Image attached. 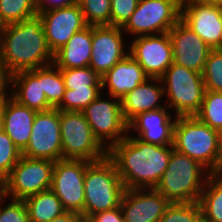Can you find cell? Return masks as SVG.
<instances>
[{"mask_svg": "<svg viewBox=\"0 0 222 222\" xmlns=\"http://www.w3.org/2000/svg\"><path fill=\"white\" fill-rule=\"evenodd\" d=\"M173 150V145L144 142L128 132L108 150V157L115 163L125 189L155 188Z\"/></svg>", "mask_w": 222, "mask_h": 222, "instance_id": "1", "label": "cell"}, {"mask_svg": "<svg viewBox=\"0 0 222 222\" xmlns=\"http://www.w3.org/2000/svg\"><path fill=\"white\" fill-rule=\"evenodd\" d=\"M0 46L11 75L53 64V53L48 48L39 14L6 25Z\"/></svg>", "mask_w": 222, "mask_h": 222, "instance_id": "2", "label": "cell"}, {"mask_svg": "<svg viewBox=\"0 0 222 222\" xmlns=\"http://www.w3.org/2000/svg\"><path fill=\"white\" fill-rule=\"evenodd\" d=\"M173 147L199 162L211 174H220V132L196 116H178L174 124Z\"/></svg>", "mask_w": 222, "mask_h": 222, "instance_id": "3", "label": "cell"}, {"mask_svg": "<svg viewBox=\"0 0 222 222\" xmlns=\"http://www.w3.org/2000/svg\"><path fill=\"white\" fill-rule=\"evenodd\" d=\"M210 175L199 162L174 149L168 166L154 189L170 203L198 202Z\"/></svg>", "mask_w": 222, "mask_h": 222, "instance_id": "4", "label": "cell"}, {"mask_svg": "<svg viewBox=\"0 0 222 222\" xmlns=\"http://www.w3.org/2000/svg\"><path fill=\"white\" fill-rule=\"evenodd\" d=\"M125 190L116 165L108 156L91 162L84 176L83 221L97 212L119 207Z\"/></svg>", "mask_w": 222, "mask_h": 222, "instance_id": "5", "label": "cell"}, {"mask_svg": "<svg viewBox=\"0 0 222 222\" xmlns=\"http://www.w3.org/2000/svg\"><path fill=\"white\" fill-rule=\"evenodd\" d=\"M160 79L166 106L175 116H195L199 112L206 91L201 73L172 63Z\"/></svg>", "mask_w": 222, "mask_h": 222, "instance_id": "6", "label": "cell"}, {"mask_svg": "<svg viewBox=\"0 0 222 222\" xmlns=\"http://www.w3.org/2000/svg\"><path fill=\"white\" fill-rule=\"evenodd\" d=\"M60 130L63 159L96 162L108 156V150L94 136L83 112L60 110Z\"/></svg>", "mask_w": 222, "mask_h": 222, "instance_id": "7", "label": "cell"}, {"mask_svg": "<svg viewBox=\"0 0 222 222\" xmlns=\"http://www.w3.org/2000/svg\"><path fill=\"white\" fill-rule=\"evenodd\" d=\"M101 94L82 112L89 123L94 136L109 150L128 134V123L122 113L121 99L109 96V100Z\"/></svg>", "mask_w": 222, "mask_h": 222, "instance_id": "8", "label": "cell"}, {"mask_svg": "<svg viewBox=\"0 0 222 222\" xmlns=\"http://www.w3.org/2000/svg\"><path fill=\"white\" fill-rule=\"evenodd\" d=\"M55 162L48 159L21 156L11 173L4 179L5 196L25 198L49 190Z\"/></svg>", "mask_w": 222, "mask_h": 222, "instance_id": "9", "label": "cell"}, {"mask_svg": "<svg viewBox=\"0 0 222 222\" xmlns=\"http://www.w3.org/2000/svg\"><path fill=\"white\" fill-rule=\"evenodd\" d=\"M181 19V9L169 0H139L122 31L133 37L170 31Z\"/></svg>", "mask_w": 222, "mask_h": 222, "instance_id": "10", "label": "cell"}, {"mask_svg": "<svg viewBox=\"0 0 222 222\" xmlns=\"http://www.w3.org/2000/svg\"><path fill=\"white\" fill-rule=\"evenodd\" d=\"M86 160L62 159L55 162L51 190L61 200L66 211L77 212L83 220L85 201L84 176Z\"/></svg>", "mask_w": 222, "mask_h": 222, "instance_id": "11", "label": "cell"}, {"mask_svg": "<svg viewBox=\"0 0 222 222\" xmlns=\"http://www.w3.org/2000/svg\"><path fill=\"white\" fill-rule=\"evenodd\" d=\"M22 155L54 162L63 159L60 110L52 108L36 113L30 139Z\"/></svg>", "mask_w": 222, "mask_h": 222, "instance_id": "12", "label": "cell"}, {"mask_svg": "<svg viewBox=\"0 0 222 222\" xmlns=\"http://www.w3.org/2000/svg\"><path fill=\"white\" fill-rule=\"evenodd\" d=\"M129 55L149 78H161L173 63V46L169 32L131 38Z\"/></svg>", "mask_w": 222, "mask_h": 222, "instance_id": "13", "label": "cell"}, {"mask_svg": "<svg viewBox=\"0 0 222 222\" xmlns=\"http://www.w3.org/2000/svg\"><path fill=\"white\" fill-rule=\"evenodd\" d=\"M124 36L121 27L92 26V53L89 67L100 77L129 54Z\"/></svg>", "mask_w": 222, "mask_h": 222, "instance_id": "14", "label": "cell"}, {"mask_svg": "<svg viewBox=\"0 0 222 222\" xmlns=\"http://www.w3.org/2000/svg\"><path fill=\"white\" fill-rule=\"evenodd\" d=\"M45 30L46 42L54 54L74 33L87 27L79 3L39 13Z\"/></svg>", "mask_w": 222, "mask_h": 222, "instance_id": "15", "label": "cell"}, {"mask_svg": "<svg viewBox=\"0 0 222 222\" xmlns=\"http://www.w3.org/2000/svg\"><path fill=\"white\" fill-rule=\"evenodd\" d=\"M169 35L173 46V63L202 74L212 48L181 19L170 29Z\"/></svg>", "mask_w": 222, "mask_h": 222, "instance_id": "16", "label": "cell"}, {"mask_svg": "<svg viewBox=\"0 0 222 222\" xmlns=\"http://www.w3.org/2000/svg\"><path fill=\"white\" fill-rule=\"evenodd\" d=\"M169 204L154 188L126 189L120 207L124 222H158Z\"/></svg>", "mask_w": 222, "mask_h": 222, "instance_id": "17", "label": "cell"}, {"mask_svg": "<svg viewBox=\"0 0 222 222\" xmlns=\"http://www.w3.org/2000/svg\"><path fill=\"white\" fill-rule=\"evenodd\" d=\"M181 20L212 49H221L222 6L189 2L181 10Z\"/></svg>", "mask_w": 222, "mask_h": 222, "instance_id": "18", "label": "cell"}, {"mask_svg": "<svg viewBox=\"0 0 222 222\" xmlns=\"http://www.w3.org/2000/svg\"><path fill=\"white\" fill-rule=\"evenodd\" d=\"M176 119L177 116L174 115L173 117L167 106L154 111L143 112L128 123V132L133 130L136 132V137L144 142L159 146L173 145Z\"/></svg>", "mask_w": 222, "mask_h": 222, "instance_id": "19", "label": "cell"}, {"mask_svg": "<svg viewBox=\"0 0 222 222\" xmlns=\"http://www.w3.org/2000/svg\"><path fill=\"white\" fill-rule=\"evenodd\" d=\"M9 90L14 100L37 112L53 108L43 91L42 67L12 74Z\"/></svg>", "mask_w": 222, "mask_h": 222, "instance_id": "20", "label": "cell"}, {"mask_svg": "<svg viewBox=\"0 0 222 222\" xmlns=\"http://www.w3.org/2000/svg\"><path fill=\"white\" fill-rule=\"evenodd\" d=\"M148 78L140 64L128 54L101 77L102 92L108 89L107 95L122 99Z\"/></svg>", "mask_w": 222, "mask_h": 222, "instance_id": "21", "label": "cell"}, {"mask_svg": "<svg viewBox=\"0 0 222 222\" xmlns=\"http://www.w3.org/2000/svg\"><path fill=\"white\" fill-rule=\"evenodd\" d=\"M163 96L165 94L162 80L160 78L146 79L121 99L122 113L125 121L129 123L140 113L166 107L158 103Z\"/></svg>", "mask_w": 222, "mask_h": 222, "instance_id": "22", "label": "cell"}, {"mask_svg": "<svg viewBox=\"0 0 222 222\" xmlns=\"http://www.w3.org/2000/svg\"><path fill=\"white\" fill-rule=\"evenodd\" d=\"M36 113L37 111L21 105L10 95L5 99L2 113V129L21 152L28 145Z\"/></svg>", "mask_w": 222, "mask_h": 222, "instance_id": "23", "label": "cell"}, {"mask_svg": "<svg viewBox=\"0 0 222 222\" xmlns=\"http://www.w3.org/2000/svg\"><path fill=\"white\" fill-rule=\"evenodd\" d=\"M91 53L92 26H87L53 54V64L59 69L89 67Z\"/></svg>", "mask_w": 222, "mask_h": 222, "instance_id": "24", "label": "cell"}, {"mask_svg": "<svg viewBox=\"0 0 222 222\" xmlns=\"http://www.w3.org/2000/svg\"><path fill=\"white\" fill-rule=\"evenodd\" d=\"M30 222H49L66 210L61 200L49 189L25 198Z\"/></svg>", "mask_w": 222, "mask_h": 222, "instance_id": "25", "label": "cell"}, {"mask_svg": "<svg viewBox=\"0 0 222 222\" xmlns=\"http://www.w3.org/2000/svg\"><path fill=\"white\" fill-rule=\"evenodd\" d=\"M199 204L206 222H222V174H211L201 193Z\"/></svg>", "mask_w": 222, "mask_h": 222, "instance_id": "26", "label": "cell"}, {"mask_svg": "<svg viewBox=\"0 0 222 222\" xmlns=\"http://www.w3.org/2000/svg\"><path fill=\"white\" fill-rule=\"evenodd\" d=\"M195 116L202 123L220 132L222 130V92L206 90L201 108Z\"/></svg>", "mask_w": 222, "mask_h": 222, "instance_id": "27", "label": "cell"}, {"mask_svg": "<svg viewBox=\"0 0 222 222\" xmlns=\"http://www.w3.org/2000/svg\"><path fill=\"white\" fill-rule=\"evenodd\" d=\"M42 87L48 103L56 108L63 99L66 87L61 70L54 64L42 67Z\"/></svg>", "mask_w": 222, "mask_h": 222, "instance_id": "28", "label": "cell"}, {"mask_svg": "<svg viewBox=\"0 0 222 222\" xmlns=\"http://www.w3.org/2000/svg\"><path fill=\"white\" fill-rule=\"evenodd\" d=\"M36 14V0H0V18L6 25L21 22Z\"/></svg>", "mask_w": 222, "mask_h": 222, "instance_id": "29", "label": "cell"}, {"mask_svg": "<svg viewBox=\"0 0 222 222\" xmlns=\"http://www.w3.org/2000/svg\"><path fill=\"white\" fill-rule=\"evenodd\" d=\"M66 89L81 90L88 87H102L101 77L91 68L60 69Z\"/></svg>", "mask_w": 222, "mask_h": 222, "instance_id": "30", "label": "cell"}, {"mask_svg": "<svg viewBox=\"0 0 222 222\" xmlns=\"http://www.w3.org/2000/svg\"><path fill=\"white\" fill-rule=\"evenodd\" d=\"M102 92V87H88V89H66L61 103L56 107L61 111L82 112Z\"/></svg>", "mask_w": 222, "mask_h": 222, "instance_id": "31", "label": "cell"}, {"mask_svg": "<svg viewBox=\"0 0 222 222\" xmlns=\"http://www.w3.org/2000/svg\"><path fill=\"white\" fill-rule=\"evenodd\" d=\"M111 0H79L88 26H110Z\"/></svg>", "mask_w": 222, "mask_h": 222, "instance_id": "32", "label": "cell"}, {"mask_svg": "<svg viewBox=\"0 0 222 222\" xmlns=\"http://www.w3.org/2000/svg\"><path fill=\"white\" fill-rule=\"evenodd\" d=\"M202 211L199 202L170 203L158 222H201Z\"/></svg>", "mask_w": 222, "mask_h": 222, "instance_id": "33", "label": "cell"}, {"mask_svg": "<svg viewBox=\"0 0 222 222\" xmlns=\"http://www.w3.org/2000/svg\"><path fill=\"white\" fill-rule=\"evenodd\" d=\"M205 88L209 91L222 92V50L212 49L208 55L202 73Z\"/></svg>", "mask_w": 222, "mask_h": 222, "instance_id": "34", "label": "cell"}, {"mask_svg": "<svg viewBox=\"0 0 222 222\" xmlns=\"http://www.w3.org/2000/svg\"><path fill=\"white\" fill-rule=\"evenodd\" d=\"M22 152L15 146L12 139L0 130V177L5 179L17 164Z\"/></svg>", "mask_w": 222, "mask_h": 222, "instance_id": "35", "label": "cell"}, {"mask_svg": "<svg viewBox=\"0 0 222 222\" xmlns=\"http://www.w3.org/2000/svg\"><path fill=\"white\" fill-rule=\"evenodd\" d=\"M6 199L8 197L4 196L0 200V222H30L28 210L23 200L9 198L11 200L6 205L3 203Z\"/></svg>", "mask_w": 222, "mask_h": 222, "instance_id": "36", "label": "cell"}, {"mask_svg": "<svg viewBox=\"0 0 222 222\" xmlns=\"http://www.w3.org/2000/svg\"><path fill=\"white\" fill-rule=\"evenodd\" d=\"M139 0H111L110 26L123 27L136 10Z\"/></svg>", "mask_w": 222, "mask_h": 222, "instance_id": "37", "label": "cell"}, {"mask_svg": "<svg viewBox=\"0 0 222 222\" xmlns=\"http://www.w3.org/2000/svg\"><path fill=\"white\" fill-rule=\"evenodd\" d=\"M86 222H124L121 207L97 212L91 215Z\"/></svg>", "mask_w": 222, "mask_h": 222, "instance_id": "38", "label": "cell"}, {"mask_svg": "<svg viewBox=\"0 0 222 222\" xmlns=\"http://www.w3.org/2000/svg\"><path fill=\"white\" fill-rule=\"evenodd\" d=\"M77 3L76 0H36L37 13L62 8Z\"/></svg>", "mask_w": 222, "mask_h": 222, "instance_id": "39", "label": "cell"}, {"mask_svg": "<svg viewBox=\"0 0 222 222\" xmlns=\"http://www.w3.org/2000/svg\"><path fill=\"white\" fill-rule=\"evenodd\" d=\"M11 74L8 72L0 46V83L8 90L10 86Z\"/></svg>", "mask_w": 222, "mask_h": 222, "instance_id": "40", "label": "cell"}, {"mask_svg": "<svg viewBox=\"0 0 222 222\" xmlns=\"http://www.w3.org/2000/svg\"><path fill=\"white\" fill-rule=\"evenodd\" d=\"M81 215L77 212L66 211L49 222H82Z\"/></svg>", "mask_w": 222, "mask_h": 222, "instance_id": "41", "label": "cell"}, {"mask_svg": "<svg viewBox=\"0 0 222 222\" xmlns=\"http://www.w3.org/2000/svg\"><path fill=\"white\" fill-rule=\"evenodd\" d=\"M10 92L6 91L1 97H0V130L2 129V113L4 108V103L6 97L9 95Z\"/></svg>", "mask_w": 222, "mask_h": 222, "instance_id": "42", "label": "cell"}, {"mask_svg": "<svg viewBox=\"0 0 222 222\" xmlns=\"http://www.w3.org/2000/svg\"><path fill=\"white\" fill-rule=\"evenodd\" d=\"M190 2L201 4H221L222 0H190Z\"/></svg>", "mask_w": 222, "mask_h": 222, "instance_id": "43", "label": "cell"}, {"mask_svg": "<svg viewBox=\"0 0 222 222\" xmlns=\"http://www.w3.org/2000/svg\"><path fill=\"white\" fill-rule=\"evenodd\" d=\"M178 6L181 10L190 2V0H169Z\"/></svg>", "mask_w": 222, "mask_h": 222, "instance_id": "44", "label": "cell"}, {"mask_svg": "<svg viewBox=\"0 0 222 222\" xmlns=\"http://www.w3.org/2000/svg\"><path fill=\"white\" fill-rule=\"evenodd\" d=\"M5 196L4 179L0 177V200Z\"/></svg>", "mask_w": 222, "mask_h": 222, "instance_id": "45", "label": "cell"}, {"mask_svg": "<svg viewBox=\"0 0 222 222\" xmlns=\"http://www.w3.org/2000/svg\"><path fill=\"white\" fill-rule=\"evenodd\" d=\"M220 174H222V130L220 131Z\"/></svg>", "mask_w": 222, "mask_h": 222, "instance_id": "46", "label": "cell"}, {"mask_svg": "<svg viewBox=\"0 0 222 222\" xmlns=\"http://www.w3.org/2000/svg\"><path fill=\"white\" fill-rule=\"evenodd\" d=\"M5 26H6V24L0 18V45H1V42H2V37H3V34H4Z\"/></svg>", "mask_w": 222, "mask_h": 222, "instance_id": "47", "label": "cell"}, {"mask_svg": "<svg viewBox=\"0 0 222 222\" xmlns=\"http://www.w3.org/2000/svg\"><path fill=\"white\" fill-rule=\"evenodd\" d=\"M8 91L1 83H0V97Z\"/></svg>", "mask_w": 222, "mask_h": 222, "instance_id": "48", "label": "cell"}]
</instances>
